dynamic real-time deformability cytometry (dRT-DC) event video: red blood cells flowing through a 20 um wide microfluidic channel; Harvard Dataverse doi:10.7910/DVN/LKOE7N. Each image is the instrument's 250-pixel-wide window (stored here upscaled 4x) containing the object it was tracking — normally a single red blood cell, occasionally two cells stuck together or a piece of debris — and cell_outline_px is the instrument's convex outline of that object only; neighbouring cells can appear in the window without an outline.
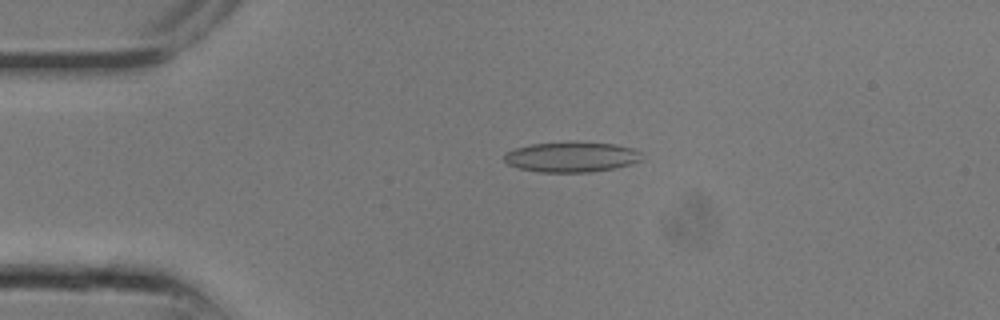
{"species": "common noctule bat (a hibernating species)", "species_latin": "Nyctalus noctula", "temperature_condition": "room temperature", "stored_images_in_passage": 3, "camera_frame_rate_fps": 3000, "um_per_image_px": 0.085, "animal": {"sex": "male", "body_mass_g": 13.3}, "frame": {"image": 1, "passage_image": 1, "time_ms": 0.0, "image_size_px": [1000, 320], "cell_outline_px": [[640, 160], [632, 164], [592, 172], [540, 172], [520, 168], [508, 164], [504, 160], [504, 156], [508, 152], [516, 148], [532, 144], [612, 144], [632, 148], [640, 152]], "centroid_in_image_um": [48.57, 13.38], "position_along_channel_um": 36.4, "area_um2": 23.18}}